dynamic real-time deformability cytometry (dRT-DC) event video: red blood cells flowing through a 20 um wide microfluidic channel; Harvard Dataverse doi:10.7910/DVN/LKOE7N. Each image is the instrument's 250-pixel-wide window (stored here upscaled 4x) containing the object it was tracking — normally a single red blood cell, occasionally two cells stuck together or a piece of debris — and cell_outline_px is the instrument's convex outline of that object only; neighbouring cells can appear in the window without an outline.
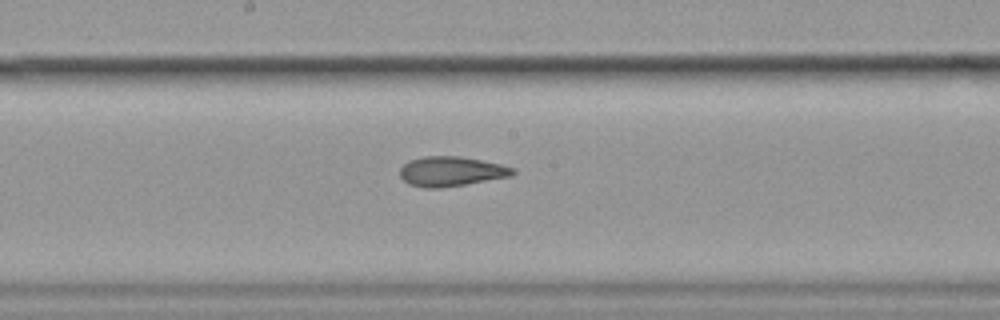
{"species": "common noctule bat (a hibernating species)", "species_latin": "Nyctalus noctula", "temperature_condition": "cold", "stored_images_in_passage": 9, "camera_frame_rate_fps": 3000, "um_per_image_px": 0.085, "animal": {"sex": "female", "body_mass_g": 19.9}, "frame": {"image": 1, "passage_image": 9, "time_ms": 2.667, "image_size_px": [1000, 320], "cell_outline_px": [[516, 172], [512, 176], [440, 188], [424, 188], [408, 184], [400, 176], [400, 168], [408, 160], [424, 156], [460, 156], [500, 164], [516, 168]], "centroid_in_image_um": [38.34, 14.56], "position_along_channel_um": 209.9, "area_um2": 19.59}}